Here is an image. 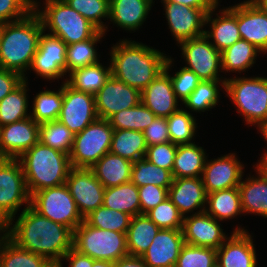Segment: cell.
<instances>
[{"instance_id":"32","label":"cell","mask_w":267,"mask_h":267,"mask_svg":"<svg viewBox=\"0 0 267 267\" xmlns=\"http://www.w3.org/2000/svg\"><path fill=\"white\" fill-rule=\"evenodd\" d=\"M111 64L108 67L98 62L81 67L68 74L65 81L74 89L95 95L111 76Z\"/></svg>"},{"instance_id":"24","label":"cell","mask_w":267,"mask_h":267,"mask_svg":"<svg viewBox=\"0 0 267 267\" xmlns=\"http://www.w3.org/2000/svg\"><path fill=\"white\" fill-rule=\"evenodd\" d=\"M184 244L182 229H160L141 258L148 267H175Z\"/></svg>"},{"instance_id":"13","label":"cell","mask_w":267,"mask_h":267,"mask_svg":"<svg viewBox=\"0 0 267 267\" xmlns=\"http://www.w3.org/2000/svg\"><path fill=\"white\" fill-rule=\"evenodd\" d=\"M165 17L173 39L182 41L197 38L205 34L206 17L212 9L192 8L172 2H162Z\"/></svg>"},{"instance_id":"19","label":"cell","mask_w":267,"mask_h":267,"mask_svg":"<svg viewBox=\"0 0 267 267\" xmlns=\"http://www.w3.org/2000/svg\"><path fill=\"white\" fill-rule=\"evenodd\" d=\"M39 123L31 117L0 127L2 158L18 159L39 142Z\"/></svg>"},{"instance_id":"20","label":"cell","mask_w":267,"mask_h":267,"mask_svg":"<svg viewBox=\"0 0 267 267\" xmlns=\"http://www.w3.org/2000/svg\"><path fill=\"white\" fill-rule=\"evenodd\" d=\"M219 222L205 211L184 217V242L192 246L218 249L229 237Z\"/></svg>"},{"instance_id":"8","label":"cell","mask_w":267,"mask_h":267,"mask_svg":"<svg viewBox=\"0 0 267 267\" xmlns=\"http://www.w3.org/2000/svg\"><path fill=\"white\" fill-rule=\"evenodd\" d=\"M113 131L108 120L98 118L83 131L75 134L69 154L71 167L90 169L109 153Z\"/></svg>"},{"instance_id":"1","label":"cell","mask_w":267,"mask_h":267,"mask_svg":"<svg viewBox=\"0 0 267 267\" xmlns=\"http://www.w3.org/2000/svg\"><path fill=\"white\" fill-rule=\"evenodd\" d=\"M14 223L6 224L9 239L19 248L46 257L51 263H62V258L73 248V231L42 216L30 205L23 208Z\"/></svg>"},{"instance_id":"47","label":"cell","mask_w":267,"mask_h":267,"mask_svg":"<svg viewBox=\"0 0 267 267\" xmlns=\"http://www.w3.org/2000/svg\"><path fill=\"white\" fill-rule=\"evenodd\" d=\"M217 249L184 244L175 267H215Z\"/></svg>"},{"instance_id":"22","label":"cell","mask_w":267,"mask_h":267,"mask_svg":"<svg viewBox=\"0 0 267 267\" xmlns=\"http://www.w3.org/2000/svg\"><path fill=\"white\" fill-rule=\"evenodd\" d=\"M237 25L241 39L267 53V13L257 2L237 4Z\"/></svg>"},{"instance_id":"50","label":"cell","mask_w":267,"mask_h":267,"mask_svg":"<svg viewBox=\"0 0 267 267\" xmlns=\"http://www.w3.org/2000/svg\"><path fill=\"white\" fill-rule=\"evenodd\" d=\"M176 152L177 144L169 141L147 147L144 158L156 166L172 172Z\"/></svg>"},{"instance_id":"7","label":"cell","mask_w":267,"mask_h":267,"mask_svg":"<svg viewBox=\"0 0 267 267\" xmlns=\"http://www.w3.org/2000/svg\"><path fill=\"white\" fill-rule=\"evenodd\" d=\"M73 248L94 260L116 262L129 255L126 233L95 228L85 220L73 231Z\"/></svg>"},{"instance_id":"64","label":"cell","mask_w":267,"mask_h":267,"mask_svg":"<svg viewBox=\"0 0 267 267\" xmlns=\"http://www.w3.org/2000/svg\"><path fill=\"white\" fill-rule=\"evenodd\" d=\"M248 1H251V2H257L258 0H248Z\"/></svg>"},{"instance_id":"46","label":"cell","mask_w":267,"mask_h":267,"mask_svg":"<svg viewBox=\"0 0 267 267\" xmlns=\"http://www.w3.org/2000/svg\"><path fill=\"white\" fill-rule=\"evenodd\" d=\"M72 9L106 33L108 25L102 19L110 17V0H64Z\"/></svg>"},{"instance_id":"39","label":"cell","mask_w":267,"mask_h":267,"mask_svg":"<svg viewBox=\"0 0 267 267\" xmlns=\"http://www.w3.org/2000/svg\"><path fill=\"white\" fill-rule=\"evenodd\" d=\"M173 179L171 171L158 167L145 158L138 159L133 163L131 182L137 187L152 184L169 189Z\"/></svg>"},{"instance_id":"36","label":"cell","mask_w":267,"mask_h":267,"mask_svg":"<svg viewBox=\"0 0 267 267\" xmlns=\"http://www.w3.org/2000/svg\"><path fill=\"white\" fill-rule=\"evenodd\" d=\"M27 85L24 80L0 101V127L30 117Z\"/></svg>"},{"instance_id":"44","label":"cell","mask_w":267,"mask_h":267,"mask_svg":"<svg viewBox=\"0 0 267 267\" xmlns=\"http://www.w3.org/2000/svg\"><path fill=\"white\" fill-rule=\"evenodd\" d=\"M194 117L182 107L166 118L172 143L177 145L193 143L198 128Z\"/></svg>"},{"instance_id":"45","label":"cell","mask_w":267,"mask_h":267,"mask_svg":"<svg viewBox=\"0 0 267 267\" xmlns=\"http://www.w3.org/2000/svg\"><path fill=\"white\" fill-rule=\"evenodd\" d=\"M131 218L132 216L125 212L109 209L102 205L87 215L84 220L95 228L126 233Z\"/></svg>"},{"instance_id":"29","label":"cell","mask_w":267,"mask_h":267,"mask_svg":"<svg viewBox=\"0 0 267 267\" xmlns=\"http://www.w3.org/2000/svg\"><path fill=\"white\" fill-rule=\"evenodd\" d=\"M203 147L193 143L177 145L173 178L201 177L207 159Z\"/></svg>"},{"instance_id":"57","label":"cell","mask_w":267,"mask_h":267,"mask_svg":"<svg viewBox=\"0 0 267 267\" xmlns=\"http://www.w3.org/2000/svg\"><path fill=\"white\" fill-rule=\"evenodd\" d=\"M114 267H148L141 257L126 256L114 262Z\"/></svg>"},{"instance_id":"37","label":"cell","mask_w":267,"mask_h":267,"mask_svg":"<svg viewBox=\"0 0 267 267\" xmlns=\"http://www.w3.org/2000/svg\"><path fill=\"white\" fill-rule=\"evenodd\" d=\"M105 36L104 31H98L92 38L67 45L66 48V73L73 70L94 65L99 61L95 45Z\"/></svg>"},{"instance_id":"55","label":"cell","mask_w":267,"mask_h":267,"mask_svg":"<svg viewBox=\"0 0 267 267\" xmlns=\"http://www.w3.org/2000/svg\"><path fill=\"white\" fill-rule=\"evenodd\" d=\"M63 260L69 262L68 267H92L94 262V259L87 255L79 253L74 248H72L65 254V256L62 258V261Z\"/></svg>"},{"instance_id":"15","label":"cell","mask_w":267,"mask_h":267,"mask_svg":"<svg viewBox=\"0 0 267 267\" xmlns=\"http://www.w3.org/2000/svg\"><path fill=\"white\" fill-rule=\"evenodd\" d=\"M65 184L83 218L103 205L105 188L91 169L71 168Z\"/></svg>"},{"instance_id":"61","label":"cell","mask_w":267,"mask_h":267,"mask_svg":"<svg viewBox=\"0 0 267 267\" xmlns=\"http://www.w3.org/2000/svg\"><path fill=\"white\" fill-rule=\"evenodd\" d=\"M267 177V160H258V163L255 164Z\"/></svg>"},{"instance_id":"17","label":"cell","mask_w":267,"mask_h":267,"mask_svg":"<svg viewBox=\"0 0 267 267\" xmlns=\"http://www.w3.org/2000/svg\"><path fill=\"white\" fill-rule=\"evenodd\" d=\"M244 164L236 153H228L217 159H206L202 172V181L207 194L238 187L244 176Z\"/></svg>"},{"instance_id":"34","label":"cell","mask_w":267,"mask_h":267,"mask_svg":"<svg viewBox=\"0 0 267 267\" xmlns=\"http://www.w3.org/2000/svg\"><path fill=\"white\" fill-rule=\"evenodd\" d=\"M103 205L109 209L136 216L141 214L138 187L128 182L105 188Z\"/></svg>"},{"instance_id":"28","label":"cell","mask_w":267,"mask_h":267,"mask_svg":"<svg viewBox=\"0 0 267 267\" xmlns=\"http://www.w3.org/2000/svg\"><path fill=\"white\" fill-rule=\"evenodd\" d=\"M133 162L111 152L106 153L90 169L104 188L131 182Z\"/></svg>"},{"instance_id":"56","label":"cell","mask_w":267,"mask_h":267,"mask_svg":"<svg viewBox=\"0 0 267 267\" xmlns=\"http://www.w3.org/2000/svg\"><path fill=\"white\" fill-rule=\"evenodd\" d=\"M200 9H214L219 5V0H161Z\"/></svg>"},{"instance_id":"53","label":"cell","mask_w":267,"mask_h":267,"mask_svg":"<svg viewBox=\"0 0 267 267\" xmlns=\"http://www.w3.org/2000/svg\"><path fill=\"white\" fill-rule=\"evenodd\" d=\"M143 133L147 147L171 141L166 118L155 117Z\"/></svg>"},{"instance_id":"33","label":"cell","mask_w":267,"mask_h":267,"mask_svg":"<svg viewBox=\"0 0 267 267\" xmlns=\"http://www.w3.org/2000/svg\"><path fill=\"white\" fill-rule=\"evenodd\" d=\"M261 51L250 42L240 39L221 52L222 72H246L256 63Z\"/></svg>"},{"instance_id":"59","label":"cell","mask_w":267,"mask_h":267,"mask_svg":"<svg viewBox=\"0 0 267 267\" xmlns=\"http://www.w3.org/2000/svg\"><path fill=\"white\" fill-rule=\"evenodd\" d=\"M258 128H259L258 130L260 131V134L262 135V138L264 137L265 139L264 141L267 142V121L261 124ZM260 160H267V151L263 153Z\"/></svg>"},{"instance_id":"40","label":"cell","mask_w":267,"mask_h":267,"mask_svg":"<svg viewBox=\"0 0 267 267\" xmlns=\"http://www.w3.org/2000/svg\"><path fill=\"white\" fill-rule=\"evenodd\" d=\"M219 86L225 89V80L201 81L184 101L185 109L201 113L214 108L221 96Z\"/></svg>"},{"instance_id":"30","label":"cell","mask_w":267,"mask_h":267,"mask_svg":"<svg viewBox=\"0 0 267 267\" xmlns=\"http://www.w3.org/2000/svg\"><path fill=\"white\" fill-rule=\"evenodd\" d=\"M159 230L160 228L146 214L133 216L126 232L128 254L141 257Z\"/></svg>"},{"instance_id":"23","label":"cell","mask_w":267,"mask_h":267,"mask_svg":"<svg viewBox=\"0 0 267 267\" xmlns=\"http://www.w3.org/2000/svg\"><path fill=\"white\" fill-rule=\"evenodd\" d=\"M168 197L183 217L205 211L207 204V192L201 177L174 178Z\"/></svg>"},{"instance_id":"9","label":"cell","mask_w":267,"mask_h":267,"mask_svg":"<svg viewBox=\"0 0 267 267\" xmlns=\"http://www.w3.org/2000/svg\"><path fill=\"white\" fill-rule=\"evenodd\" d=\"M30 205L23 167L19 159H0V223L14 222L21 205Z\"/></svg>"},{"instance_id":"10","label":"cell","mask_w":267,"mask_h":267,"mask_svg":"<svg viewBox=\"0 0 267 267\" xmlns=\"http://www.w3.org/2000/svg\"><path fill=\"white\" fill-rule=\"evenodd\" d=\"M30 206L42 216L72 231L84 221L66 184L34 192Z\"/></svg>"},{"instance_id":"3","label":"cell","mask_w":267,"mask_h":267,"mask_svg":"<svg viewBox=\"0 0 267 267\" xmlns=\"http://www.w3.org/2000/svg\"><path fill=\"white\" fill-rule=\"evenodd\" d=\"M43 31L42 22L34 11L22 20L2 23L0 68L18 72L27 81L25 72L30 69Z\"/></svg>"},{"instance_id":"42","label":"cell","mask_w":267,"mask_h":267,"mask_svg":"<svg viewBox=\"0 0 267 267\" xmlns=\"http://www.w3.org/2000/svg\"><path fill=\"white\" fill-rule=\"evenodd\" d=\"M74 135L59 120L47 121L39 125V142L68 155L72 149Z\"/></svg>"},{"instance_id":"62","label":"cell","mask_w":267,"mask_h":267,"mask_svg":"<svg viewBox=\"0 0 267 267\" xmlns=\"http://www.w3.org/2000/svg\"><path fill=\"white\" fill-rule=\"evenodd\" d=\"M257 3L265 10L267 13V0H258Z\"/></svg>"},{"instance_id":"63","label":"cell","mask_w":267,"mask_h":267,"mask_svg":"<svg viewBox=\"0 0 267 267\" xmlns=\"http://www.w3.org/2000/svg\"><path fill=\"white\" fill-rule=\"evenodd\" d=\"M62 263H51L48 267H63Z\"/></svg>"},{"instance_id":"48","label":"cell","mask_w":267,"mask_h":267,"mask_svg":"<svg viewBox=\"0 0 267 267\" xmlns=\"http://www.w3.org/2000/svg\"><path fill=\"white\" fill-rule=\"evenodd\" d=\"M160 229H182L184 217L169 197L146 213Z\"/></svg>"},{"instance_id":"6","label":"cell","mask_w":267,"mask_h":267,"mask_svg":"<svg viewBox=\"0 0 267 267\" xmlns=\"http://www.w3.org/2000/svg\"><path fill=\"white\" fill-rule=\"evenodd\" d=\"M226 96L247 125L258 127L267 121V78L232 77L225 80Z\"/></svg>"},{"instance_id":"41","label":"cell","mask_w":267,"mask_h":267,"mask_svg":"<svg viewBox=\"0 0 267 267\" xmlns=\"http://www.w3.org/2000/svg\"><path fill=\"white\" fill-rule=\"evenodd\" d=\"M155 114L142 102L130 109L119 111L111 116L108 121L114 130L144 131L155 118Z\"/></svg>"},{"instance_id":"16","label":"cell","mask_w":267,"mask_h":267,"mask_svg":"<svg viewBox=\"0 0 267 267\" xmlns=\"http://www.w3.org/2000/svg\"><path fill=\"white\" fill-rule=\"evenodd\" d=\"M94 97L98 118L105 120L141 102V92L138 89L126 85L112 75Z\"/></svg>"},{"instance_id":"11","label":"cell","mask_w":267,"mask_h":267,"mask_svg":"<svg viewBox=\"0 0 267 267\" xmlns=\"http://www.w3.org/2000/svg\"><path fill=\"white\" fill-rule=\"evenodd\" d=\"M184 68L193 71L201 81L226 80L219 77L222 72L221 52L205 36L188 39L179 43Z\"/></svg>"},{"instance_id":"18","label":"cell","mask_w":267,"mask_h":267,"mask_svg":"<svg viewBox=\"0 0 267 267\" xmlns=\"http://www.w3.org/2000/svg\"><path fill=\"white\" fill-rule=\"evenodd\" d=\"M174 59L167 57L164 70L141 91V102L150 109L156 117L167 118L178 111L180 102L173 90L169 69Z\"/></svg>"},{"instance_id":"38","label":"cell","mask_w":267,"mask_h":267,"mask_svg":"<svg viewBox=\"0 0 267 267\" xmlns=\"http://www.w3.org/2000/svg\"><path fill=\"white\" fill-rule=\"evenodd\" d=\"M32 112L30 117L41 124L47 121L58 120L63 104V82L59 90L46 89L40 91L33 98Z\"/></svg>"},{"instance_id":"35","label":"cell","mask_w":267,"mask_h":267,"mask_svg":"<svg viewBox=\"0 0 267 267\" xmlns=\"http://www.w3.org/2000/svg\"><path fill=\"white\" fill-rule=\"evenodd\" d=\"M147 145L142 131L114 130L110 152L131 162L144 158Z\"/></svg>"},{"instance_id":"27","label":"cell","mask_w":267,"mask_h":267,"mask_svg":"<svg viewBox=\"0 0 267 267\" xmlns=\"http://www.w3.org/2000/svg\"><path fill=\"white\" fill-rule=\"evenodd\" d=\"M256 176L241 180L238 190L243 214H255L267 218V177L255 165Z\"/></svg>"},{"instance_id":"12","label":"cell","mask_w":267,"mask_h":267,"mask_svg":"<svg viewBox=\"0 0 267 267\" xmlns=\"http://www.w3.org/2000/svg\"><path fill=\"white\" fill-rule=\"evenodd\" d=\"M97 119L94 95L78 91L63 81V104L58 120L77 134Z\"/></svg>"},{"instance_id":"54","label":"cell","mask_w":267,"mask_h":267,"mask_svg":"<svg viewBox=\"0 0 267 267\" xmlns=\"http://www.w3.org/2000/svg\"><path fill=\"white\" fill-rule=\"evenodd\" d=\"M23 81L24 77L20 73L0 68V101Z\"/></svg>"},{"instance_id":"49","label":"cell","mask_w":267,"mask_h":267,"mask_svg":"<svg viewBox=\"0 0 267 267\" xmlns=\"http://www.w3.org/2000/svg\"><path fill=\"white\" fill-rule=\"evenodd\" d=\"M34 11V0H0V23L15 22Z\"/></svg>"},{"instance_id":"21","label":"cell","mask_w":267,"mask_h":267,"mask_svg":"<svg viewBox=\"0 0 267 267\" xmlns=\"http://www.w3.org/2000/svg\"><path fill=\"white\" fill-rule=\"evenodd\" d=\"M253 238L247 229L235 227L230 237L217 249L219 267H257Z\"/></svg>"},{"instance_id":"58","label":"cell","mask_w":267,"mask_h":267,"mask_svg":"<svg viewBox=\"0 0 267 267\" xmlns=\"http://www.w3.org/2000/svg\"><path fill=\"white\" fill-rule=\"evenodd\" d=\"M9 239L7 226L4 223H0V256L4 243Z\"/></svg>"},{"instance_id":"31","label":"cell","mask_w":267,"mask_h":267,"mask_svg":"<svg viewBox=\"0 0 267 267\" xmlns=\"http://www.w3.org/2000/svg\"><path fill=\"white\" fill-rule=\"evenodd\" d=\"M205 212L218 221L234 219L239 214L243 215L238 187L207 194Z\"/></svg>"},{"instance_id":"4","label":"cell","mask_w":267,"mask_h":267,"mask_svg":"<svg viewBox=\"0 0 267 267\" xmlns=\"http://www.w3.org/2000/svg\"><path fill=\"white\" fill-rule=\"evenodd\" d=\"M30 196L46 188L65 184L72 168L68 154L38 142L20 158Z\"/></svg>"},{"instance_id":"2","label":"cell","mask_w":267,"mask_h":267,"mask_svg":"<svg viewBox=\"0 0 267 267\" xmlns=\"http://www.w3.org/2000/svg\"><path fill=\"white\" fill-rule=\"evenodd\" d=\"M111 74L140 92L163 70L166 54L142 42L120 39L110 50Z\"/></svg>"},{"instance_id":"26","label":"cell","mask_w":267,"mask_h":267,"mask_svg":"<svg viewBox=\"0 0 267 267\" xmlns=\"http://www.w3.org/2000/svg\"><path fill=\"white\" fill-rule=\"evenodd\" d=\"M154 0H110L109 20L127 31L138 30L146 21Z\"/></svg>"},{"instance_id":"25","label":"cell","mask_w":267,"mask_h":267,"mask_svg":"<svg viewBox=\"0 0 267 267\" xmlns=\"http://www.w3.org/2000/svg\"><path fill=\"white\" fill-rule=\"evenodd\" d=\"M218 6L212 9L206 17V25L210 30H205V36L214 47L222 52L241 39L237 25V4L223 8L212 18ZM211 24V25H210ZM212 40V41H211Z\"/></svg>"},{"instance_id":"5","label":"cell","mask_w":267,"mask_h":267,"mask_svg":"<svg viewBox=\"0 0 267 267\" xmlns=\"http://www.w3.org/2000/svg\"><path fill=\"white\" fill-rule=\"evenodd\" d=\"M39 3L34 0V12L39 16L43 30L49 29L48 34L60 38L66 45L88 40L99 31L64 0H45L42 11Z\"/></svg>"},{"instance_id":"52","label":"cell","mask_w":267,"mask_h":267,"mask_svg":"<svg viewBox=\"0 0 267 267\" xmlns=\"http://www.w3.org/2000/svg\"><path fill=\"white\" fill-rule=\"evenodd\" d=\"M141 214L156 207L168 198V189L148 184L138 187Z\"/></svg>"},{"instance_id":"14","label":"cell","mask_w":267,"mask_h":267,"mask_svg":"<svg viewBox=\"0 0 267 267\" xmlns=\"http://www.w3.org/2000/svg\"><path fill=\"white\" fill-rule=\"evenodd\" d=\"M66 48L67 45L60 38L43 31L29 70L48 81H59L64 75L67 76Z\"/></svg>"},{"instance_id":"51","label":"cell","mask_w":267,"mask_h":267,"mask_svg":"<svg viewBox=\"0 0 267 267\" xmlns=\"http://www.w3.org/2000/svg\"><path fill=\"white\" fill-rule=\"evenodd\" d=\"M169 76L173 85L174 93L177 99H180L182 104L201 82L200 78L193 71L184 67L175 72V75Z\"/></svg>"},{"instance_id":"43","label":"cell","mask_w":267,"mask_h":267,"mask_svg":"<svg viewBox=\"0 0 267 267\" xmlns=\"http://www.w3.org/2000/svg\"><path fill=\"white\" fill-rule=\"evenodd\" d=\"M50 264L46 257L19 248L10 239L3 245L0 267H48Z\"/></svg>"},{"instance_id":"60","label":"cell","mask_w":267,"mask_h":267,"mask_svg":"<svg viewBox=\"0 0 267 267\" xmlns=\"http://www.w3.org/2000/svg\"><path fill=\"white\" fill-rule=\"evenodd\" d=\"M92 267H114V262L106 260H94Z\"/></svg>"}]
</instances>
